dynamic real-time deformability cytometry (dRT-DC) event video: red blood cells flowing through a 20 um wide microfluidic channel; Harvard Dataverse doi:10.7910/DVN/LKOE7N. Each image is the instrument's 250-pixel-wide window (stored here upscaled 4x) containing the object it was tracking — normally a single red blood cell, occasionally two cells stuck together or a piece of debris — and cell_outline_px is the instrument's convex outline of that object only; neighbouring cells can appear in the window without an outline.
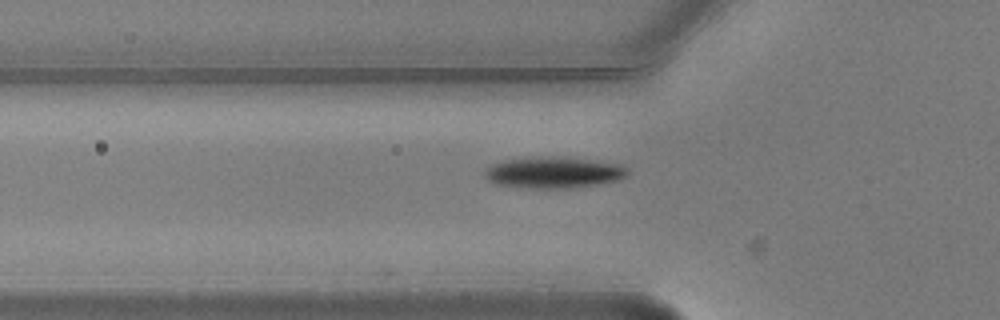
{"species": "common noctule bat (a hibernating species)", "species_latin": "Nyctalus noctula", "temperature_condition": "warm", "stored_images_in_passage": 3, "camera_frame_rate_fps": 3000, "um_per_image_px": 0.085, "animal": {"sex": "male", "body_mass_g": 20.5, "forearm_length_mm": 52.5}, "frame": {"image": 1, "passage_image": 2, "time_ms": 0.333, "image_size_px": [1000, 320], "cell_outline_px": [[628, 176], [620, 180], [572, 188], [532, 188], [496, 184], [488, 180], [484, 176], [484, 172], [492, 164], [508, 160], [540, 156], [552, 156], [592, 160], [620, 164], [628, 168]], "centroid_in_image_um": [47.1, 14.66], "position_along_channel_um": 78.7, "area_um2": 25.95}}
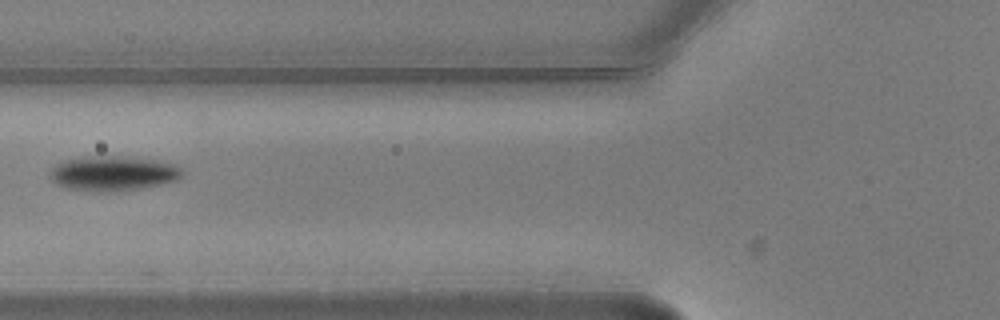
{"frame": {"image": 2, "passage_image": 3, "time_ms": 0.667, "image_size_px": [1000, 320], "cell_outline_px": [[184, 172], [176, 180], [140, 188], [112, 192], [100, 192], [64, 188], [56, 184], [48, 176], [52, 168], [56, 164], [64, 160], [92, 156], [116, 156], [152, 160], [172, 164], [180, 168]], "centroid_in_image_um": [9.53, 14.75], "position_along_channel_um": 116.3, "area_um2": 26.53}}